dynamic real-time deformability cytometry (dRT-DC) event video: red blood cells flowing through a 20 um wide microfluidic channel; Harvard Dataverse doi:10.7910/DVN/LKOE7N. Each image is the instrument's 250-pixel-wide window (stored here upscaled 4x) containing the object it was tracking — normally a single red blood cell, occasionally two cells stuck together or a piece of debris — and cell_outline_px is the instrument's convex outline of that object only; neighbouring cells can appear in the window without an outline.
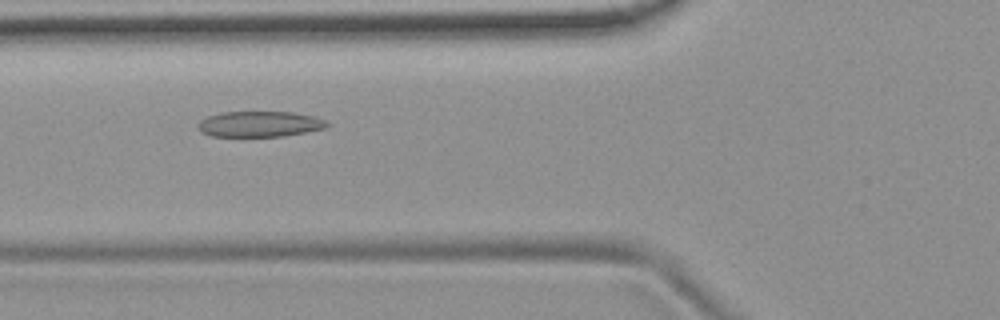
{"species": "common noctule bat (a hibernating species)", "species_latin": "Nyctalus noctula", "temperature_condition": "room temperature", "stored_images_in_passage": 52, "camera_frame_rate_fps": 3000, "um_per_image_px": 0.085, "animal": {"sex": "female", "body_mass_g": 19.9}, "frame": {"image": 1, "passage_image": 18, "time_ms": 5.667, "image_size_px": [1000, 320], "cell_outline_px": [[332, 124], [324, 128], [304, 132], [280, 136], [212, 136], [200, 132], [196, 128], [196, 124], [200, 120], [208, 116], [220, 112], [292, 112], [312, 116], [324, 120]], "centroid_in_image_um": [22.0, 10.54], "position_along_channel_um": 103.8, "area_um2": 19.25}}
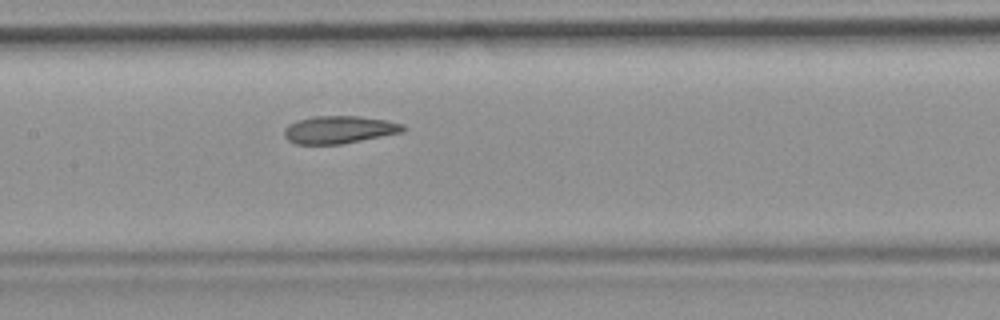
{"frame": {"image": 2, "passage_image": 24, "time_ms": 7.667, "image_size_px": [1000, 320], "cell_outline_px": [[408, 128], [404, 132], [340, 144], [296, 144], [288, 140], [284, 136], [284, 128], [288, 124], [296, 120], [312, 116], [360, 116], [388, 120], [404, 124]], "centroid_in_image_um": [28.85, 11.01], "position_along_channel_um": 178.6, "area_um2": 19.36}}
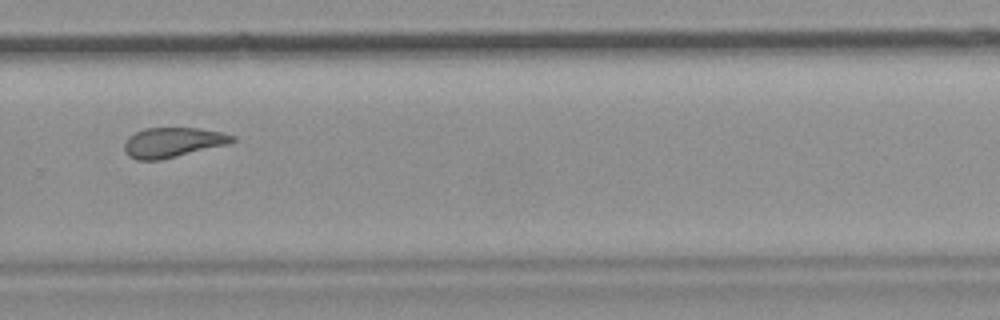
{"frame": {"image": 3, "passage_image": 35, "time_ms": 11.333, "image_size_px": [1000, 320], "cell_outline_px": [[236, 140], [232, 144], [160, 160], [136, 160], [128, 156], [124, 152], [124, 144], [128, 136], [144, 128], [200, 128], [220, 132], [236, 136]], "centroid_in_image_um": [14.71, 12.11], "position_along_channel_um": 315.1, "area_um2": 19.13}, "authors_computed_cell_mechanics": {"area_um2": 20.1144, "velocity_mm_per_s": 3.7401, "shape_relaxation_time_tau1_ms": null, "shape_relaxation_time_tau2_ms": 2.745, "deformation_change_tau1": null, "deformation_change_tau2": 0.0973}}